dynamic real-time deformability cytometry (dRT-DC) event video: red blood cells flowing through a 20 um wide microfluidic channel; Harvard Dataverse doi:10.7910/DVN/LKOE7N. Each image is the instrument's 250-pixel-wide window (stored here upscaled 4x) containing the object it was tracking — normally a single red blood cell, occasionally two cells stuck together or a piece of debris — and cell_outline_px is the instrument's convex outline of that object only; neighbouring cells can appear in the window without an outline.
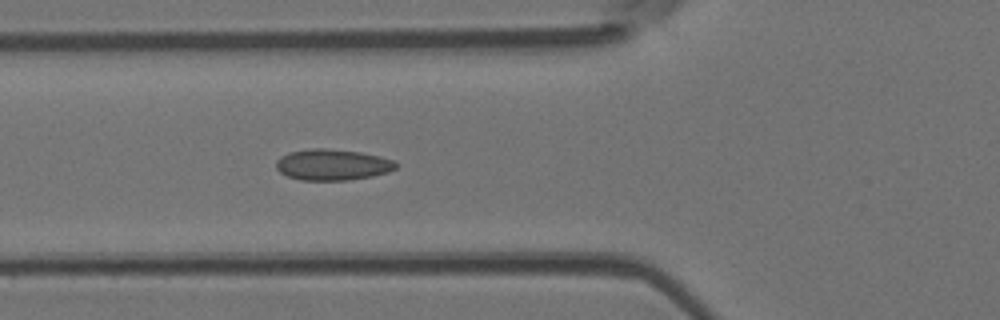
{"species": "Egyptian fruit bat (a non-hibernating species)", "species_latin": "Rousettus aegyptiacus", "temperature_condition": "room temperature", "stored_images_in_passage": 5, "camera_frame_rate_fps": 3000, "um_per_image_px": 0.085, "animal": {"sex": "female"}, "frame": {"image": 1, "passage_image": 5, "time_ms": 4.333, "image_size_px": [1000, 320], "cell_outline_px": [[396, 168], [388, 172], [372, 176], [348, 180], [300, 180], [288, 176], [280, 172], [276, 168], [276, 160], [280, 156], [288, 152], [308, 148], [324, 148], [360, 152], [380, 156], [392, 160], [396, 164]], "centroid_in_image_um": [28.22, 13.99], "position_along_channel_um": 97.6, "area_um2": 21.73}}